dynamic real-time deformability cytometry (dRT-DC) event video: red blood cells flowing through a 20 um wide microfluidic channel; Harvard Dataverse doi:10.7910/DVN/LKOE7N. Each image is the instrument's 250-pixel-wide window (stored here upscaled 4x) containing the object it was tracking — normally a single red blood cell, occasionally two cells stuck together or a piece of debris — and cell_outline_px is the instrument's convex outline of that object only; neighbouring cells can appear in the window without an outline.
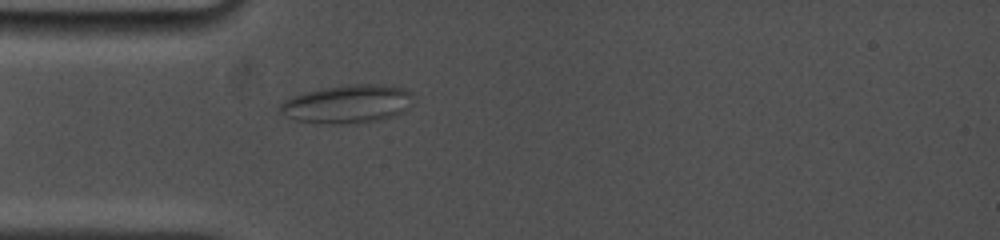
{"species": "common noctule bat (a hibernating species)", "species_latin": "Nyctalus noctula", "temperature_condition": "cold", "stored_images_in_passage": 1, "camera_frame_rate_fps": 5000, "um_per_image_px": 0.085, "animal": {"sex": "female", "body_mass_g": 19.0, "forearm_length_mm": 53.3}, "frame": {"image": 1, "passage_image": 1, "time_ms": 0.0, "image_size_px": [1000, 240], "cell_outline_px": [[412, 92], [408, 108], [404, 112], [380, 120], [352, 124], [332, 124], [296, 120], [280, 112], [280, 104], [284, 100], [292, 96], [324, 88], [348, 84], [380, 84], [404, 88]], "centroid_in_image_um": [29.56, 8.84], "position_along_channel_um": 55.4, "area_um2": 29.59}}